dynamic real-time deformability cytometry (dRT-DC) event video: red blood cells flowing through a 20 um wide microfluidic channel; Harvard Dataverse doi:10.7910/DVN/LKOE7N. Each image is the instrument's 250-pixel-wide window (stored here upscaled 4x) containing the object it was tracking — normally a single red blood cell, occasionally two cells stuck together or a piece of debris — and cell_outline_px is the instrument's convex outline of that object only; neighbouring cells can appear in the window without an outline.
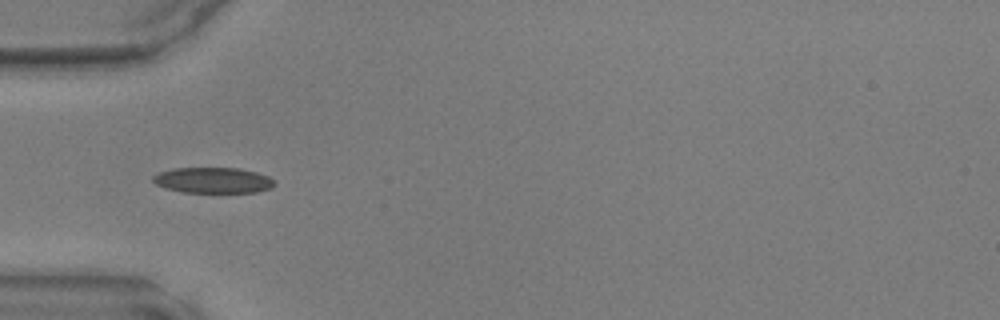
{"species": "common noctule bat (a hibernating species)", "species_latin": "Nyctalus noctula", "temperature_condition": "warm", "stored_images_in_passage": 17, "camera_frame_rate_fps": 3000, "um_per_image_px": 0.085, "animal": {"sex": "male", "body_mass_g": 17.9, "forearm_length_mm": 54.2}, "frame": {"image": 1, "passage_image": 3, "time_ms": 0.667, "image_size_px": [1000, 320], "cell_outline_px": [[276, 184], [272, 188], [256, 192], [184, 192], [168, 188], [156, 184], [152, 180], [152, 176], [160, 172], [172, 168], [240, 168], [256, 172], [268, 176]], "centroid_in_image_um": [18.13, 15.31], "position_along_channel_um": 66.9, "area_um2": 18.09}}
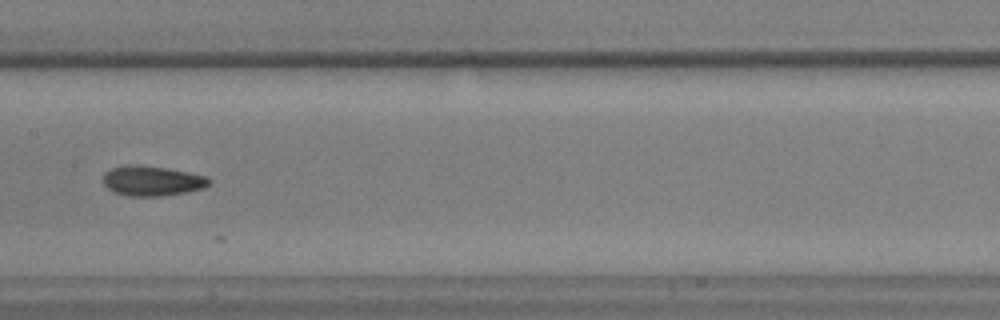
{"frame": {"image": 2, "passage_image": 12, "time_ms": 3.667, "image_size_px": [1000, 320], "cell_outline_px": [[212, 180], [204, 188], [184, 192], [160, 196], [128, 196], [116, 192], [108, 188], [104, 184], [104, 172], [112, 168], [124, 164], [136, 164], [168, 168], [188, 172], [204, 176]], "centroid_in_image_um": [12.9, 15.35], "position_along_channel_um": 194.5, "area_um2": 18.44}}